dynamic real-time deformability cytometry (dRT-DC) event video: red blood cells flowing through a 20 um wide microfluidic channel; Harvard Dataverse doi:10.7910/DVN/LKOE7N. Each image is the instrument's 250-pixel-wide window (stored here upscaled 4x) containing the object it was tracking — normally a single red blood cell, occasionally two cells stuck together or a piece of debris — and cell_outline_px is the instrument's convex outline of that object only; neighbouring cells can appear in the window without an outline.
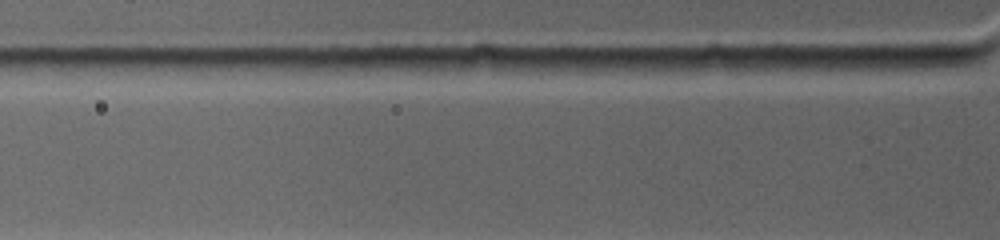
{"species": "common noctule bat (a hibernating species)", "species_latin": "Nyctalus noctula", "temperature_condition": "warm", "stored_images_in_passage": 2, "camera_frame_rate_fps": 4500, "um_per_image_px": 0.085, "animal": {"sex": "female", "body_mass_g": 19.0, "forearm_length_mm": 53.3}, "frame": {"image": 1, "passage_image": 2, "time_ms": 0.444, "image_size_px": [1000, 240], "cell_outline_px": [[740, 68], [644, 76], [628, 68], [624, 64], [628, 60], [712, 56], [724, 56]], "centroid_in_image_um": [57.75, 5.54], "position_along_channel_um": 68.0, "area_um2": 11.16}}